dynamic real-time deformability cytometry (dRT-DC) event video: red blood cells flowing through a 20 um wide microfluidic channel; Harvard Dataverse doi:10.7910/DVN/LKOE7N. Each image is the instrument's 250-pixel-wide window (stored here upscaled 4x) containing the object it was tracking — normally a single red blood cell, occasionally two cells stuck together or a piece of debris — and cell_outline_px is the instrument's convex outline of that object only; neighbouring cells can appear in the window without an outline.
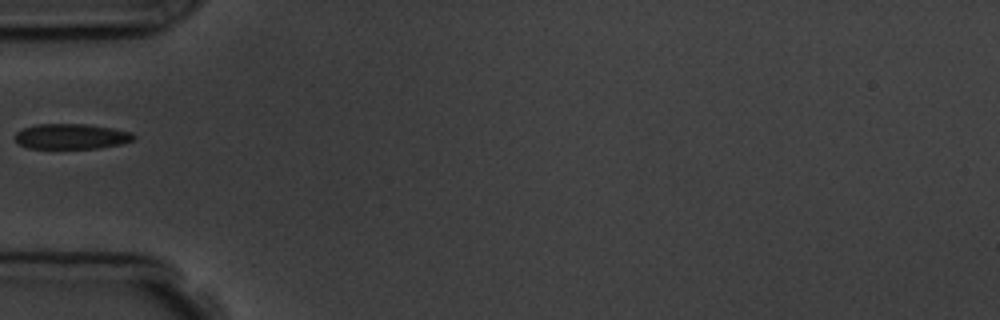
{"species": "common noctule bat (a hibernating species)", "species_latin": "Nyctalus noctula", "temperature_condition": "room temperature", "stored_images_in_passage": 1, "camera_frame_rate_fps": 3000, "um_per_image_px": 0.085, "animal": {"sex": "male", "body_mass_g": 19.5, "forearm_length_mm": 54.6}, "frame": {"image": 1, "passage_image": 1, "time_ms": 0.0, "image_size_px": [1000, 320], "cell_outline_px": [[136, 136], [132, 140], [120, 144], [100, 148], [28, 148], [20, 144], [12, 136], [16, 132], [24, 128], [36, 124], [84, 124], [112, 128], [132, 132]], "centroid_in_image_um": [6.04, 11.59], "position_along_channel_um": 79.0, "area_um2": 17.46}}